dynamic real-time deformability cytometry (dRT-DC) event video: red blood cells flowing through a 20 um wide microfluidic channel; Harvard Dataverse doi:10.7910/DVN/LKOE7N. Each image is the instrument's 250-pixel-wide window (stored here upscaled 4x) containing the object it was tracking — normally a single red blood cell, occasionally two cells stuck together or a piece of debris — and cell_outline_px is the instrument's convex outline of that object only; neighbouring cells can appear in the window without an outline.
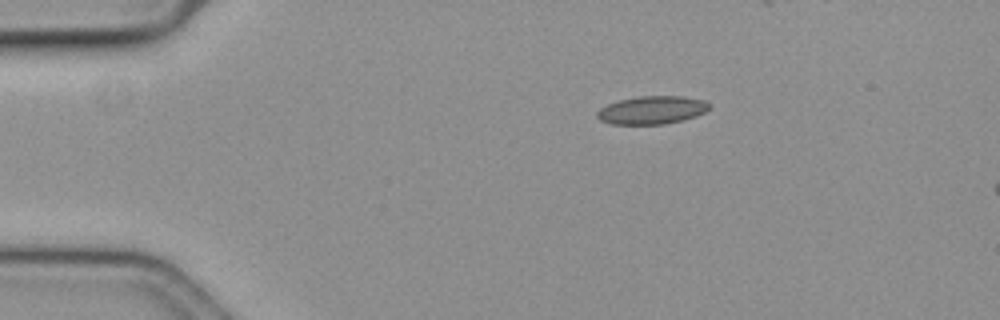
{"species": "common noctule bat (a hibernating species)", "species_latin": "Nyctalus noctula", "temperature_condition": "cold", "stored_images_in_passage": 8, "camera_frame_rate_fps": 3000, "um_per_image_px": 0.085, "animal": {"sex": "female", "body_mass_g": 19.3, "forearm_length_mm": 54.1}, "frame": {"image": 1, "passage_image": 1, "time_ms": 0.0, "image_size_px": [1000, 320], "cell_outline_px": [[712, 108], [696, 116], [684, 120], [664, 124], [612, 124], [600, 120], [596, 116], [596, 112], [600, 108], [608, 104], [620, 100], [640, 96], [684, 96], [704, 100], [712, 104]], "centroid_in_image_um": [55.46, 9.35], "position_along_channel_um": 29.5, "area_um2": 18.5}}